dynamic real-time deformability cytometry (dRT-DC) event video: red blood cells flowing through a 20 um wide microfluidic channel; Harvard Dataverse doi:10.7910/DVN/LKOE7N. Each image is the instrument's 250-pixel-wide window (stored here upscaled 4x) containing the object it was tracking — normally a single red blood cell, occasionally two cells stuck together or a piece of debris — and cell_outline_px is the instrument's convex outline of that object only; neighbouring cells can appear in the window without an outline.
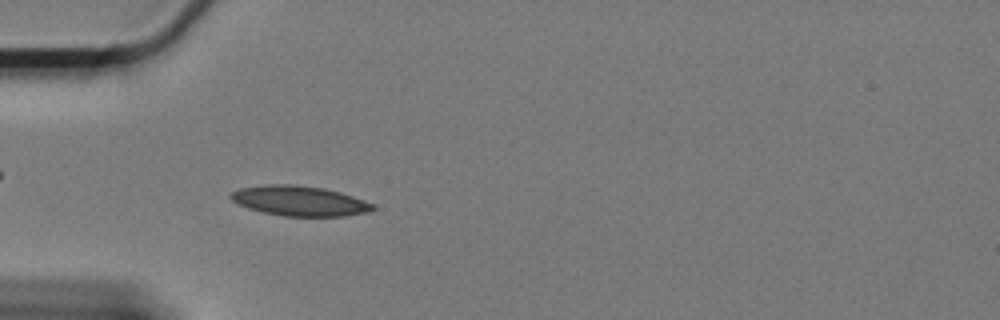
{"species": "Egyptian fruit bat (a non-hibernating species)", "species_latin": "Rousettus aegyptiacus", "temperature_condition": "cold", "stored_images_in_passage": 60, "camera_frame_rate_fps": 3000, "um_per_image_px": 0.085, "animal": {"sex": "female"}, "frame": {"image": 1, "passage_image": 18, "time_ms": 5.667, "image_size_px": [1000, 320], "cell_outline_px": [[376, 208], [368, 212], [344, 216], [284, 216], [264, 212], [248, 208], [232, 200], [228, 196], [232, 192], [240, 188], [268, 184], [292, 184], [324, 188], [340, 192], [376, 204]], "centroid_in_image_um": [25.49, 17.07], "position_along_channel_um": 59.5, "area_um2": 24.8}}
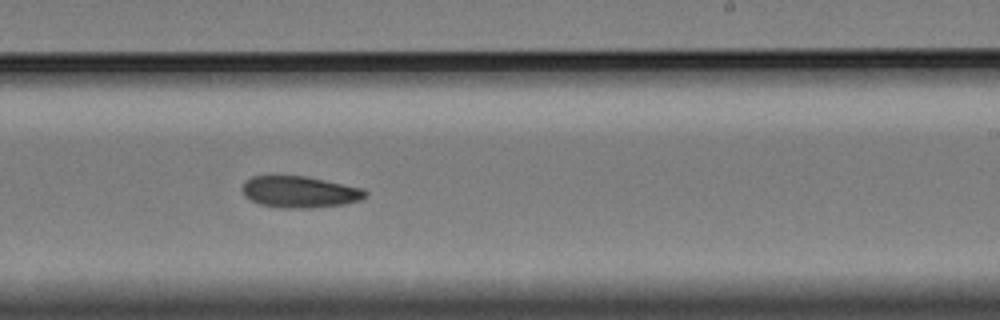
{"frame": {"image": 2, "passage_image": 37, "time_ms": 12.0, "image_size_px": [1000, 320], "cell_outline_px": [[368, 196], [360, 200], [344, 204], [312, 208], [288, 208], [260, 204], [244, 196], [244, 180], [252, 176], [304, 176], [364, 188], [368, 192]], "centroid_in_image_um": [25.52, 16.31], "position_along_channel_um": 263.5, "area_um2": 22.48}}
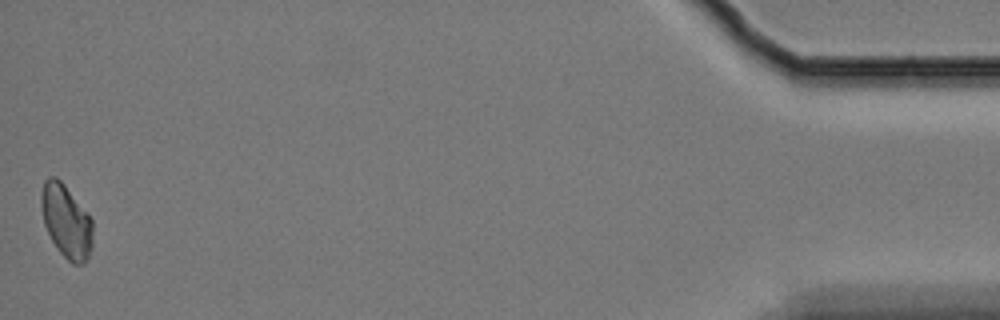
{"frame": {"image": 3, "passage_image": 60, "time_ms": 19.667, "image_size_px": [1000, 320], "cell_outline_px": [[92, 248], [84, 264], [72, 264], [60, 252], [52, 240], [44, 224], [40, 200], [40, 196], [44, 180], [48, 176], [56, 176], [64, 184], [92, 220]], "centroid_in_image_um": [5.62, 18.8], "position_along_channel_um": 429.6, "area_um2": 21.79}, "authors_computed_cell_mechanics": {"area_um2": 22.4842, "velocity_mm_per_s": 3.2942, "shape_relaxation_time_tau1_ms": 5.9978, "shape_relaxation_time_tau2_ms": null, "deformation_change_tau1": 0.1026, "deformation_change_tau2": null}}